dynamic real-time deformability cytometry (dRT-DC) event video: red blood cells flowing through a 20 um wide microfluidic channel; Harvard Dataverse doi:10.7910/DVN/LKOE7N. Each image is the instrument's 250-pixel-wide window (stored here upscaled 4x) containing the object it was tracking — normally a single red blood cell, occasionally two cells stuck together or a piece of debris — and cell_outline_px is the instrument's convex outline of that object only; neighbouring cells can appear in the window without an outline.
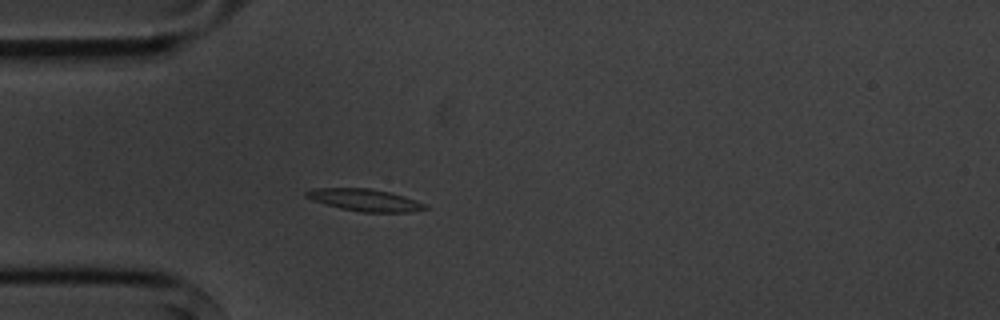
{"species": "common noctule bat (a hibernating species)", "species_latin": "Nyctalus noctula", "temperature_condition": "cold", "stored_images_in_passage": 3, "camera_frame_rate_fps": 3000, "um_per_image_px": 0.085, "animal": {"sex": "male", "body_mass_g": 20.1, "forearm_length_mm": 53.5}, "frame": {"image": 1, "passage_image": 3, "time_ms": 3.0, "image_size_px": [1000, 320], "cell_outline_px": [[428, 208], [408, 212], [364, 212], [340, 208], [312, 200], [304, 196], [304, 192], [312, 188], [368, 188], [388, 192], [404, 196], [416, 200], [424, 204]], "centroid_in_image_um": [30.96, 16.99], "position_along_channel_um": 54.0, "area_um2": 15.14}}